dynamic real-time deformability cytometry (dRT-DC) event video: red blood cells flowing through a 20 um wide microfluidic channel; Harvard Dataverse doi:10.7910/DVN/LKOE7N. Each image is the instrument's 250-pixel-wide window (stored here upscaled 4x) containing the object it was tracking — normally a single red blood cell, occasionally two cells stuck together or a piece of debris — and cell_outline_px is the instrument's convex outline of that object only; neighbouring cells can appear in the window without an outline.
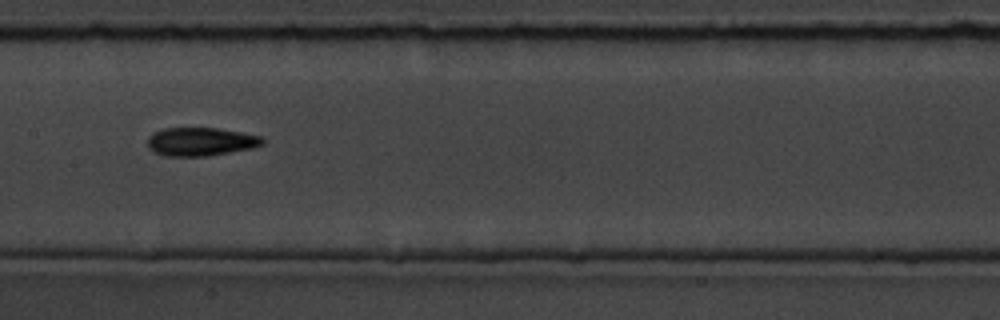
{"species": "common noctule bat (a hibernating species)", "species_latin": "Nyctalus noctula", "temperature_condition": "room temperature", "stored_images_in_passage": 40, "camera_frame_rate_fps": 3000, "um_per_image_px": 0.085, "animal": {"sex": "male", "body_mass_g": 19.5, "forearm_length_mm": 54.6}, "frame": {"image": 1, "passage_image": 12, "time_ms": 3.667, "image_size_px": [1000, 320], "cell_outline_px": [[264, 144], [252, 148], [204, 156], [164, 156], [148, 148], [148, 136], [152, 132], [164, 128], [216, 128], [264, 136]], "centroid_in_image_um": [17.05, 12.03], "position_along_channel_um": 190.3, "area_um2": 19.02}, "authors_computed_cell_mechanics": {"area_um2": 18.1492, "velocity_mm_per_s": 3.7046, "shape_relaxation_time_tau1_ms": 7.063, "shape_relaxation_time_tau2_ms": 6.3925, "deformation_change_tau1": 0.1871, "deformation_change_tau2": 0.1463}}